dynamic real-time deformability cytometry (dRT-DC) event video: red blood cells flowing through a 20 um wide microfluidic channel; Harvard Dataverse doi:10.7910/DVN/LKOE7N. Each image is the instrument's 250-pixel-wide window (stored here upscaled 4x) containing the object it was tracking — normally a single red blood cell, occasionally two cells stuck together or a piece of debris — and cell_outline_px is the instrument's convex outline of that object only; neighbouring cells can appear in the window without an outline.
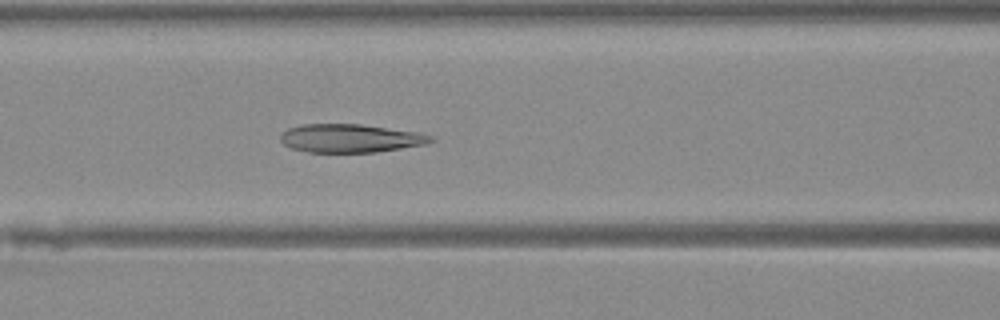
{"species": "Egyptian fruit bat (a non-hibernating species)", "species_latin": "Rousettus aegyptiacus", "temperature_condition": "warm", "stored_images_in_passage": 45, "camera_frame_rate_fps": 3000, "um_per_image_px": 0.085, "animal": {"sex": "female"}, "frame": {"image": 1, "passage_image": 18, "time_ms": 5.667, "image_size_px": [1000, 320], "cell_outline_px": [[436, 140], [428, 144], [376, 152], [308, 152], [292, 148], [284, 144], [280, 140], [280, 132], [288, 128], [300, 124], [360, 124], [420, 132], [432, 136]], "centroid_in_image_um": [29.8, 11.75], "position_along_channel_um": 136.8, "area_um2": 25.09}}
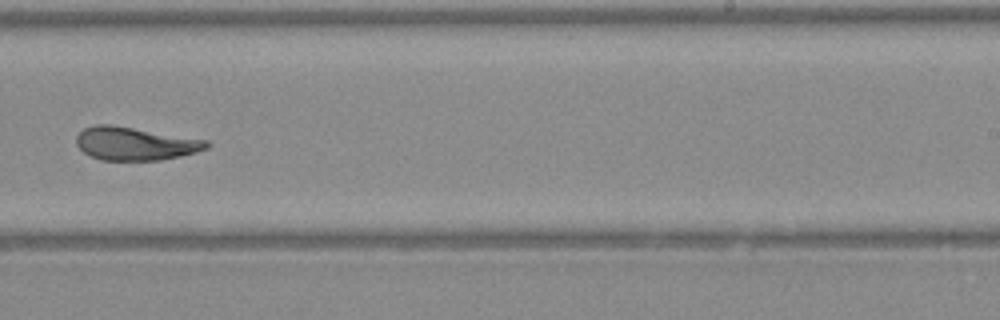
{"frame": {"image": 2, "passage_image": 28, "time_ms": 9.0, "image_size_px": [1000, 320], "cell_outline_px": [[212, 144], [208, 148], [196, 152], [180, 156], [160, 160], [100, 160], [84, 152], [76, 144], [76, 136], [84, 128], [96, 124], [112, 124], [208, 140]], "centroid_in_image_um": [11.5, 12.2], "position_along_channel_um": 277.5, "area_um2": 25.26}}
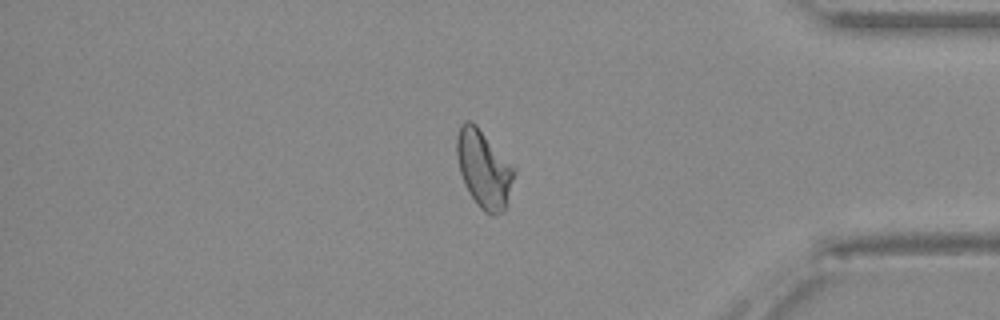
{"frame": {"image": 3, "passage_image": 38, "time_ms": 12.333, "image_size_px": [1000, 320], "cell_outline_px": [[516, 172], [504, 212], [496, 216], [492, 216], [484, 212], [476, 204], [464, 184], [460, 172], [456, 156], [456, 136], [460, 124], [464, 120], [472, 120], [476, 124], [516, 168]], "centroid_in_image_um": [41.12, 14.36], "position_along_channel_um": 394.1, "area_um2": 26.41}}